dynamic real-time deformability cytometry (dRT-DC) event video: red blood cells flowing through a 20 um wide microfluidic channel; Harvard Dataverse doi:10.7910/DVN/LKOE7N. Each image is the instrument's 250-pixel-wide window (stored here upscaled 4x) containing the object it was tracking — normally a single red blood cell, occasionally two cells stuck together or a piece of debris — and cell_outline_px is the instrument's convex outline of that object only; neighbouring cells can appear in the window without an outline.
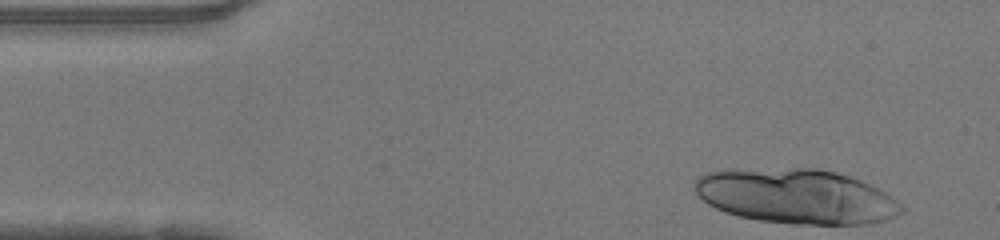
{"species": "human", "species_latin": "Homo sapiens", "temperature_condition": "warm", "stored_images_in_passage": 32, "segment_of_instrument_passage": [1, 2], "camera_frame_rate_fps": 3000, "um_per_image_px": 0.085, "donor": {"sex": "female"}, "frame": {"image": 1, "passage_image": 1, "time_ms": 0.0, "image_size_px": [1000, 240], "cell_outline_px": [[904, 212], [888, 220], [868, 224], [792, 224], [756, 220], [736, 216], [716, 208], [708, 204], [692, 188], [692, 184], [700, 176], [708, 172], [792, 168], [820, 168], [836, 172], [860, 180], [884, 192], [896, 200], [904, 208]], "centroid_in_image_um": [67.71, 16.71], "position_along_channel_um": 17.3, "area_um2": 65.66}}